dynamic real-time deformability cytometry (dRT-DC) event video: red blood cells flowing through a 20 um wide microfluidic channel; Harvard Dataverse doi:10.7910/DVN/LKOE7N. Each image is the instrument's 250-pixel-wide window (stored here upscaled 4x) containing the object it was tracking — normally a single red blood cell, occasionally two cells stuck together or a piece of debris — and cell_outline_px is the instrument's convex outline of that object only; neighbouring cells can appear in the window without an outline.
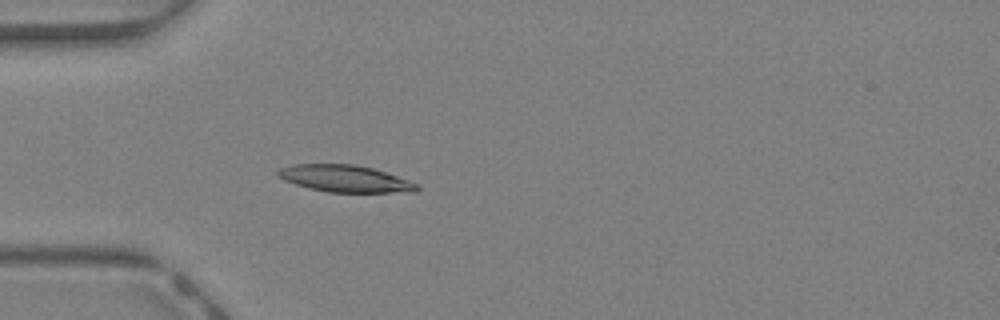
{"species": "Egyptian fruit bat (a non-hibernating species)", "species_latin": "Rousettus aegyptiacus", "temperature_condition": "warm", "stored_images_in_passage": 39, "camera_frame_rate_fps": 3000, "um_per_image_px": 0.085, "animal": {"sex": "female"}, "frame": {"image": 1, "passage_image": 9, "time_ms": 2.667, "image_size_px": [1000, 320], "cell_outline_px": [[420, 188], [416, 192], [328, 192], [308, 188], [284, 180], [276, 172], [280, 168], [292, 164], [352, 164], [372, 168], [420, 184]], "centroid_in_image_um": [29.34, 15.19], "position_along_channel_um": 55.7, "area_um2": 21.68}}
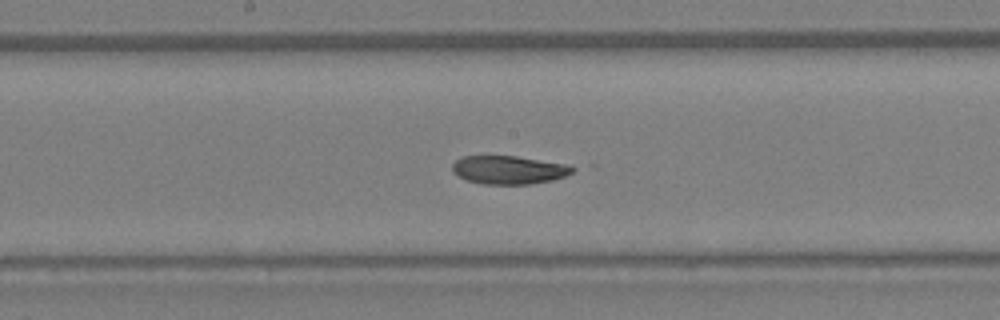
{"frame": {"image": 2, "passage_image": 19, "time_ms": 6.0, "image_size_px": [1000, 320], "cell_outline_px": [[580, 168], [564, 176], [552, 180], [528, 184], [480, 184], [468, 180], [452, 172], [452, 164], [460, 156], [516, 156], [568, 164]], "centroid_in_image_um": [43.27, 14.43], "position_along_channel_um": 204.9, "area_um2": 19.94}}
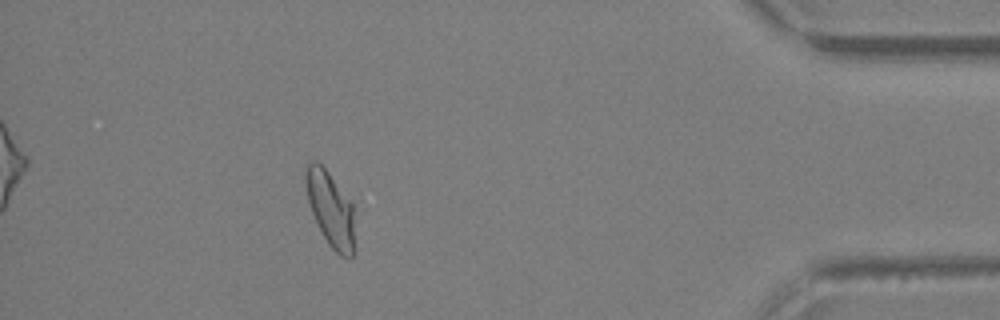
{"frame": {"image": 3, "passage_image": 35, "time_ms": 11.333, "image_size_px": [1000, 320], "cell_outline_px": [[356, 252], [352, 260], [348, 260], [340, 256], [328, 244], [312, 212], [308, 200], [304, 176], [304, 172], [308, 160], [316, 160], [328, 172], [352, 204], [356, 248]], "centroid_in_image_um": [28.12, 17.83], "position_along_channel_um": 407.1, "area_um2": 21.68}, "authors_computed_cell_mechanics": {"area_um2": 21.3282, "velocity_mm_per_s": 4.7289, "shape_relaxation_time_tau1_ms": 5.1734, "shape_relaxation_time_tau2_ms": 2.5124, "deformation_change_tau1": 0.2041, "deformation_change_tau2": 0.0832}}